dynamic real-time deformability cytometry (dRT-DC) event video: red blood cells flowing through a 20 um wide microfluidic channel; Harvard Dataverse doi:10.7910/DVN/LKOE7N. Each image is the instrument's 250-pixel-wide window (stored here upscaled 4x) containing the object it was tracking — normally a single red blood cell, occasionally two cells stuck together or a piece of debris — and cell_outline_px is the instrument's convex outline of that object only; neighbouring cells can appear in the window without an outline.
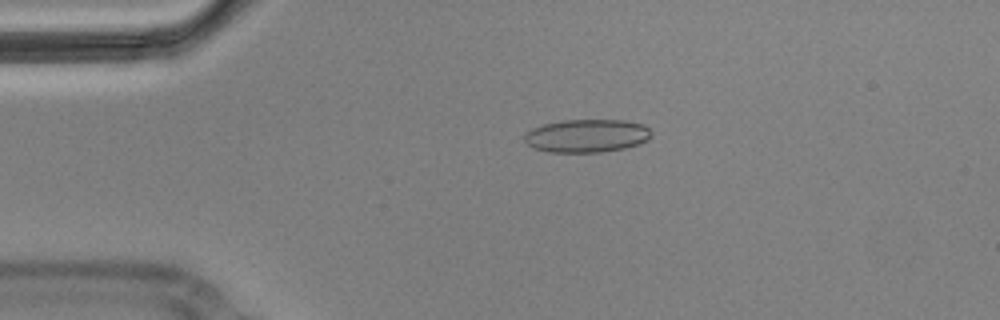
{"species": "Egyptian fruit bat (a non-hibernating species)", "species_latin": "Rousettus aegyptiacus", "temperature_condition": "cold", "stored_images_in_passage": 3, "camera_frame_rate_fps": 3000, "um_per_image_px": 0.085, "animal": {"sex": "male"}, "frame": {"image": 1, "passage_image": 2, "time_ms": 0.333, "image_size_px": [1000, 320], "cell_outline_px": [[652, 136], [648, 140], [640, 144], [624, 148], [600, 152], [548, 152], [532, 148], [524, 140], [524, 136], [532, 128], [544, 124], [560, 120], [624, 120], [644, 124], [652, 132]], "centroid_in_image_um": [49.9, 11.54], "position_along_channel_um": 35.1, "area_um2": 24.68}}